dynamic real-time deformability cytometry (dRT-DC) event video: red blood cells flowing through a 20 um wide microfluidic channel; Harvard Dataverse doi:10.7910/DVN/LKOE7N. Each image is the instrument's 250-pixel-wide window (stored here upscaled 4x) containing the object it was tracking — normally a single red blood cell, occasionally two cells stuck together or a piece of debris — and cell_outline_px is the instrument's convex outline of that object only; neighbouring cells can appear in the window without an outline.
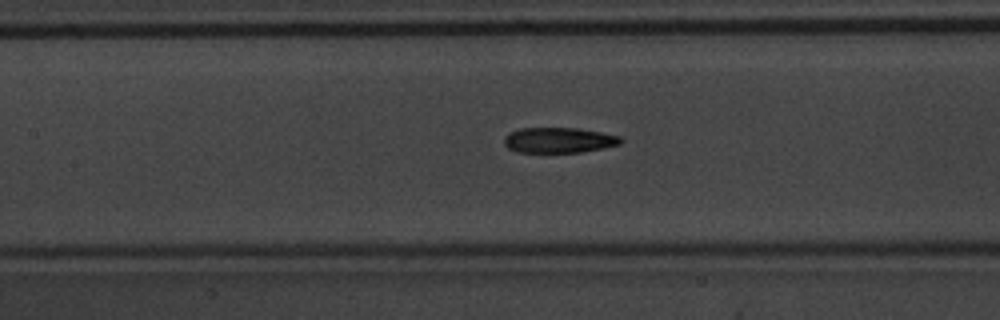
{"species": "common noctule bat (a hibernating species)", "species_latin": "Nyctalus noctula", "temperature_condition": "warm", "stored_images_in_passage": 45, "camera_frame_rate_fps": 3000, "um_per_image_px": 0.085, "animal": {"sex": "male", "body_mass_g": 20.1, "forearm_length_mm": 53.5}, "frame": {"image": 1, "passage_image": 26, "time_ms": 8.333, "image_size_px": [1000, 320], "cell_outline_px": [[624, 140], [620, 144], [604, 148], [584, 152], [516, 152], [508, 148], [504, 144], [504, 136], [508, 132], [520, 128], [576, 128], [600, 132], [620, 136]], "centroid_in_image_um": [47.49, 11.91], "position_along_channel_um": 159.9, "area_um2": 17.4}}